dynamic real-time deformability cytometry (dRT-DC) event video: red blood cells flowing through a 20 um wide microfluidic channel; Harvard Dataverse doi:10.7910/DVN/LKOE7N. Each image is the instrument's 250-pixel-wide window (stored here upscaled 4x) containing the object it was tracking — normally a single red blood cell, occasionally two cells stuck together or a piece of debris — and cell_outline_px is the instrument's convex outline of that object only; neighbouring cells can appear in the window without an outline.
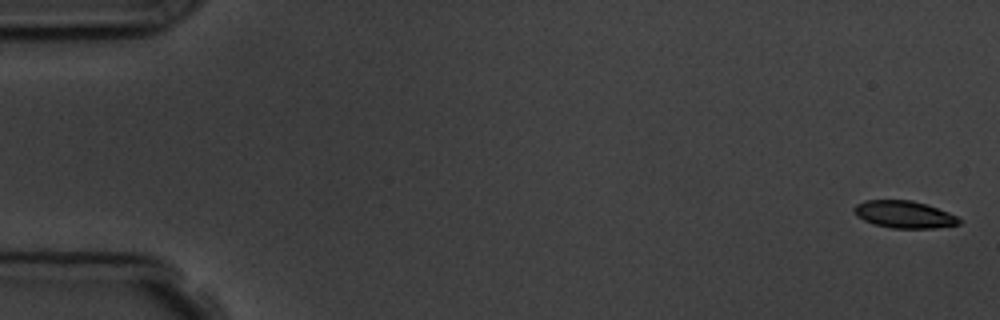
{"species": "common noctule bat (a hibernating species)", "species_latin": "Nyctalus noctula", "temperature_condition": "room temperature", "stored_images_in_passage": 7, "camera_frame_rate_fps": 3000, "um_per_image_px": 0.085, "animal": {"sex": "male", "body_mass_g": 19.5, "forearm_length_mm": 54.6}, "frame": {"image": 1, "passage_image": 1, "time_ms": 0.0, "image_size_px": [1000, 320], "cell_outline_px": [[964, 220], [960, 224], [936, 228], [892, 228], [872, 224], [856, 216], [852, 208], [856, 204], [864, 200], [912, 200], [928, 204], [948, 212]], "centroid_in_image_um": [76.86, 18.22], "position_along_channel_um": 8.1, "area_um2": 16.94}}
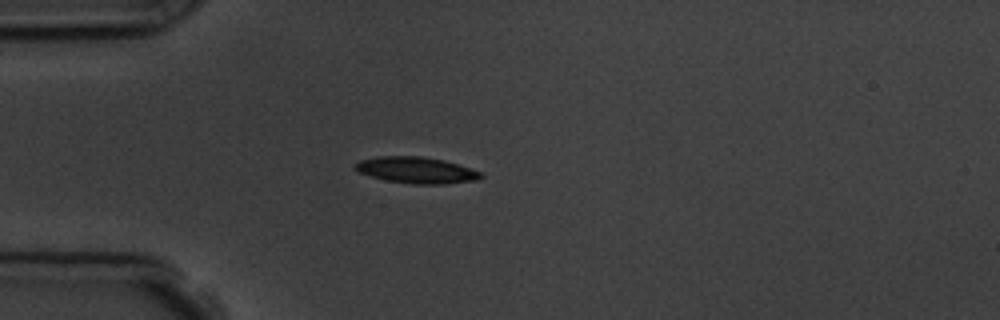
{"frame": {"image": 2, "passage_image": 5, "time_ms": 4.667, "image_size_px": [1000, 320], "cell_outline_px": [[484, 176], [476, 180], [444, 184], [412, 184], [384, 180], [360, 172], [352, 168], [360, 160], [380, 156], [420, 156], [444, 160], [480, 172]], "centroid_in_image_um": [35.37, 14.46], "position_along_channel_um": 49.6, "area_um2": 19.07}}